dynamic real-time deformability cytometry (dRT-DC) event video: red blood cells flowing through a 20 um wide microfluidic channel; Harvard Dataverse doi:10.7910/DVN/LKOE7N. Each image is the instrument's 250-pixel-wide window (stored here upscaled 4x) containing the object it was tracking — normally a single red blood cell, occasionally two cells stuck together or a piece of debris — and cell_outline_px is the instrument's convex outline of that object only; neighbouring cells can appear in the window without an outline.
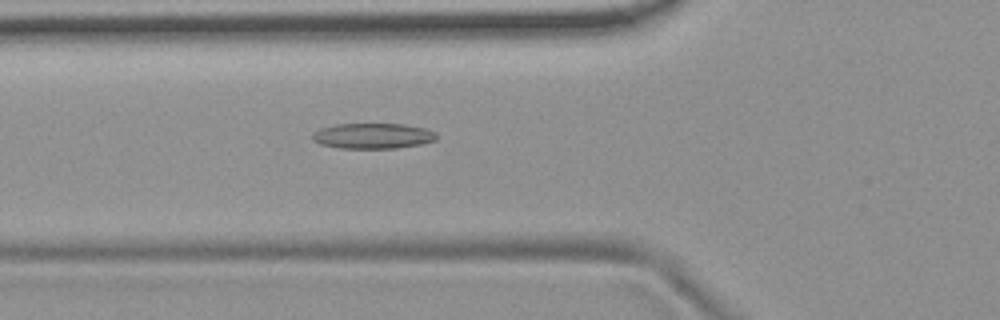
{"species": "common noctule bat (a hibernating species)", "species_latin": "Nyctalus noctula", "temperature_condition": "room temperature", "stored_images_in_passage": 44, "camera_frame_rate_fps": 3000, "um_per_image_px": 0.085, "animal": {"sex": "female", "body_mass_g": 19.9}, "frame": {"image": 1, "passage_image": 9, "time_ms": 2.667, "image_size_px": [1000, 320], "cell_outline_px": [[436, 140], [420, 144], [396, 148], [340, 148], [320, 144], [312, 140], [312, 132], [320, 128], [336, 124], [404, 124], [424, 128], [436, 132]], "centroid_in_image_um": [31.66, 11.55], "position_along_channel_um": 94.1, "area_um2": 18.44}}
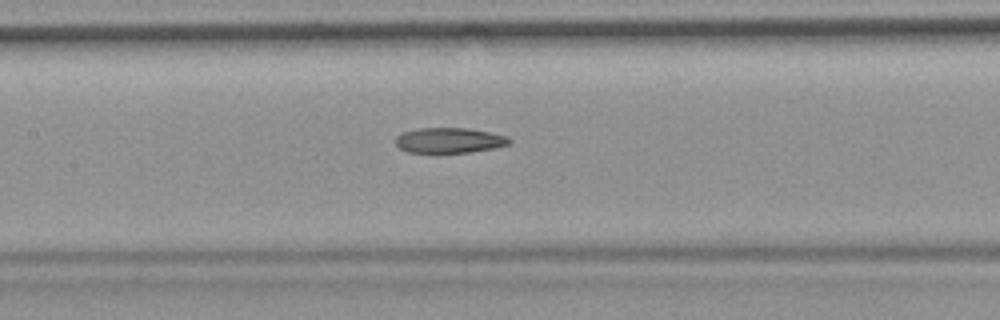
{"frame": {"image": 2, "passage_image": 15, "time_ms": 4.667, "image_size_px": [1000, 320], "cell_outline_px": [[512, 140], [508, 144], [492, 148], [468, 152], [408, 152], [400, 148], [396, 144], [396, 136], [404, 132], [420, 128], [464, 128], [488, 132], [508, 136]], "centroid_in_image_um": [38.18, 11.92], "position_along_channel_um": 169.2, "area_um2": 16.42}}
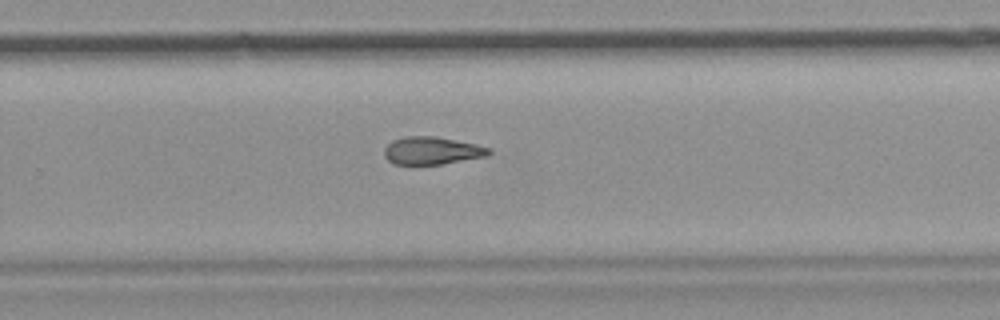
{"frame": {"image": 3, "passage_image": 25, "time_ms": 8.0, "image_size_px": [1000, 320], "cell_outline_px": [[492, 152], [484, 156], [440, 164], [412, 168], [408, 168], [392, 164], [384, 156], [384, 148], [392, 140], [404, 136], [436, 136], [476, 144], [488, 148]], "centroid_in_image_um": [36.58, 12.85], "position_along_channel_um": 293.2, "area_um2": 17.46}}